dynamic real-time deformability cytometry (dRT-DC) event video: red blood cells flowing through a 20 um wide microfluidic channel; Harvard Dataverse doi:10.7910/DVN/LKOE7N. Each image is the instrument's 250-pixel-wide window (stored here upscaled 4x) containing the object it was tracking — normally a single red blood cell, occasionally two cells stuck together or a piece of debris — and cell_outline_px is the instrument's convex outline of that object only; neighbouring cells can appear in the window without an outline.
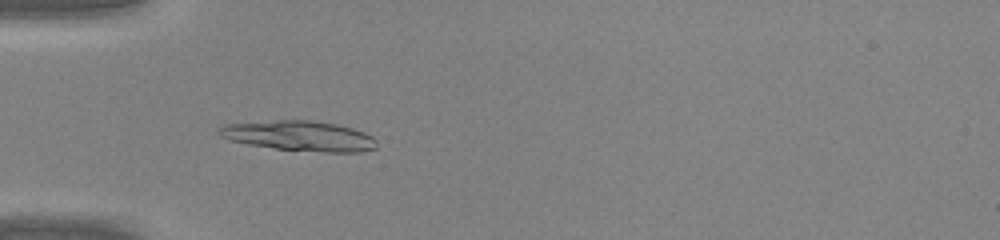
{"species": "common noctule bat (a hibernating species)", "species_latin": "Nyctalus noctula", "temperature_condition": "warm", "stored_images_in_passage": 46, "camera_frame_rate_fps": 3000, "um_per_image_px": 0.085, "animal": {"sex": "male", "body_mass_g": 20.0, "forearm_length_mm": 53.3}, "frame": {"image": 1, "passage_image": 16, "time_ms": 5.0, "image_size_px": [1000, 240], "cell_outline_px": [[376, 148], [360, 152], [324, 152], [276, 148], [248, 144], [228, 140], [220, 136], [216, 132], [216, 128], [224, 124], [276, 120], [308, 120], [336, 124], [352, 128], [364, 132], [372, 136], [376, 140]], "centroid_in_image_um": [25.41, 11.54], "position_along_channel_um": 59.6, "area_um2": 27.69}}
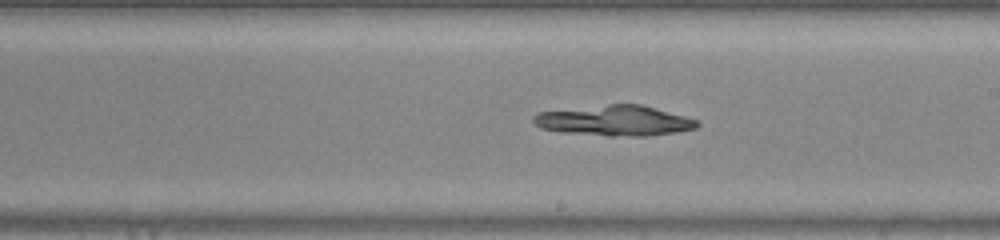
{"frame": {"image": 2, "passage_image": 28, "time_ms": 9.0, "image_size_px": [1000, 240], "cell_outline_px": [[700, 124], [696, 128], [676, 132], [648, 136], [608, 136], [560, 132], [540, 128], [532, 120], [532, 116], [536, 112], [608, 104], [640, 104], [684, 116], [696, 120]], "centroid_in_image_um": [52.19, 10.26], "position_along_channel_um": 236.8, "area_um2": 29.02}}
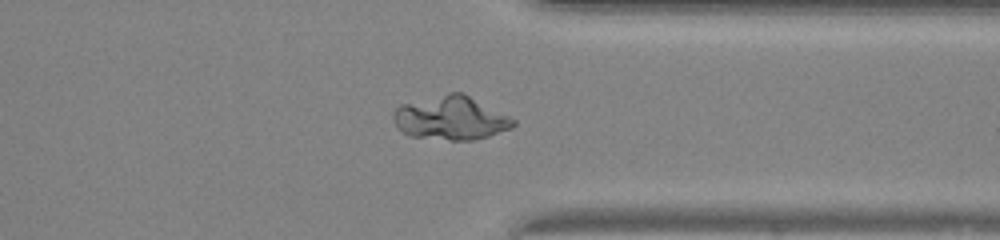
{"frame": {"image": 3, "passage_image": 37, "time_ms": 12.0, "image_size_px": [1000, 240], "cell_outline_px": [[516, 124], [512, 128], [488, 136], [472, 140], [448, 140], [408, 136], [396, 128], [392, 120], [392, 112], [400, 104], [448, 92], [460, 92], [516, 120]], "centroid_in_image_um": [38.24, 10.04], "position_along_channel_um": 373.2, "area_um2": 30.58}}